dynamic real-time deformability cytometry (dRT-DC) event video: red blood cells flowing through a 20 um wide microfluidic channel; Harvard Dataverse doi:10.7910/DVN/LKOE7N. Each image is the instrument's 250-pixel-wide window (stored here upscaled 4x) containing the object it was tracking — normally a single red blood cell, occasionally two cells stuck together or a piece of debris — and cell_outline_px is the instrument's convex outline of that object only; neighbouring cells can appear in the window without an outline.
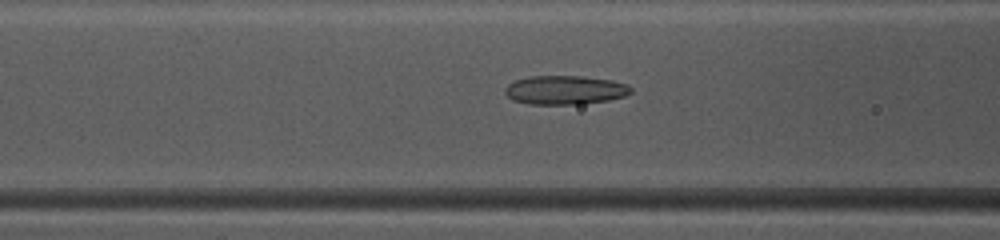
{"species": "common noctule bat (a hibernating species)", "species_latin": "Nyctalus noctula", "temperature_condition": "warm", "stored_images_in_passage": 49, "camera_frame_rate_fps": 3000, "um_per_image_px": 0.085, "animal": {"sex": "female", "body_mass_g": 10.0, "forearm_length_mm": 53.1}, "frame": {"image": 1, "passage_image": 20, "time_ms": 6.333, "image_size_px": [1000, 240], "cell_outline_px": [[632, 92], [624, 96], [608, 100], [580, 104], [528, 104], [512, 100], [504, 92], [504, 88], [508, 84], [516, 80], [528, 76], [580, 76], [612, 80], [628, 84], [632, 88]], "centroid_in_image_um": [48.02, 7.65], "position_along_channel_um": 118.6, "area_um2": 21.27}}
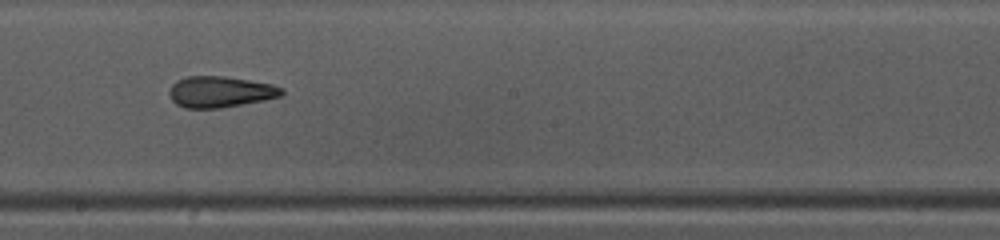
{"frame": {"image": 2, "passage_image": 28, "time_ms": 9.0, "image_size_px": [1000, 240], "cell_outline_px": [[284, 92], [280, 96], [264, 100], [220, 108], [184, 108], [176, 104], [172, 100], [168, 92], [172, 84], [176, 80], [188, 76], [224, 76], [272, 84], [284, 88]], "centroid_in_image_um": [18.7, 7.8], "position_along_channel_um": 229.5, "area_um2": 20.4}}
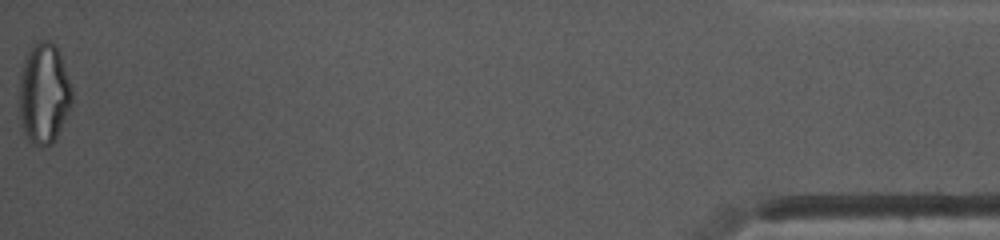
{"frame": {"image": 3, "passage_image": 49, "time_ms": 16.0, "image_size_px": [1000, 240], "cell_outline_px": [[72, 104], [52, 144], [40, 148], [32, 144], [28, 140], [20, 124], [20, 72], [28, 48], [32, 44], [44, 40], [48, 40], [56, 48], [60, 56], [72, 88]], "centroid_in_image_um": [3.71, 7.98], "position_along_channel_um": 431.5, "area_um2": 30.87}, "authors_computed_cell_mechanics": {"area_um2": 21.964, "velocity_mm_per_s": 4.1512, "shape_relaxation_time_tau1_ms": null, "shape_relaxation_time_tau2_ms": 2.2099, "deformation_change_tau1": null, "deformation_change_tau2": 0.115}}